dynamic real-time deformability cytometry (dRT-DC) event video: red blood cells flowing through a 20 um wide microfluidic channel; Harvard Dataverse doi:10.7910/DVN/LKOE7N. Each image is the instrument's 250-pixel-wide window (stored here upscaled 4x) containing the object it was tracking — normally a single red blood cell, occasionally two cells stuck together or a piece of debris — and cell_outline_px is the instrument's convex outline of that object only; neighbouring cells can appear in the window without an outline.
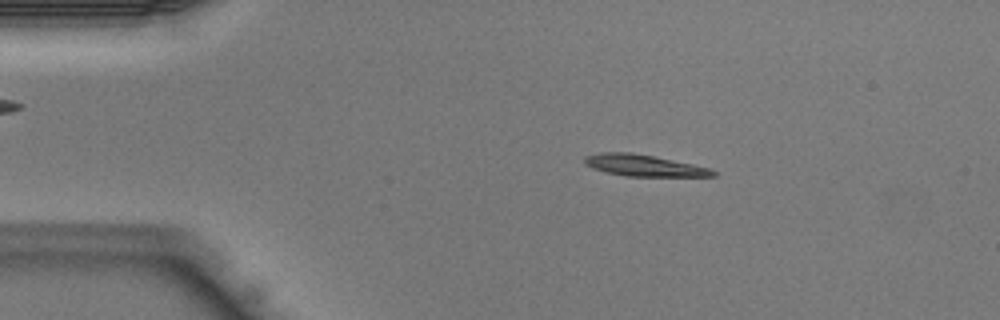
{"species": "Egyptian fruit bat (a non-hibernating species)", "species_latin": "Rousettus aegyptiacus", "temperature_condition": "warm", "stored_images_in_passage": 41, "camera_frame_rate_fps": 3000, "um_per_image_px": 0.085, "animal": {"sex": "male"}, "frame": {"image": 1, "passage_image": 7, "time_ms": 2.0, "image_size_px": [1000, 320], "cell_outline_px": [[716, 176], [624, 176], [604, 172], [592, 168], [584, 164], [584, 156], [600, 152], [632, 152], [712, 168], [716, 172]], "centroid_in_image_um": [54.68, 14.06], "position_along_channel_um": 30.3, "area_um2": 16.13}}
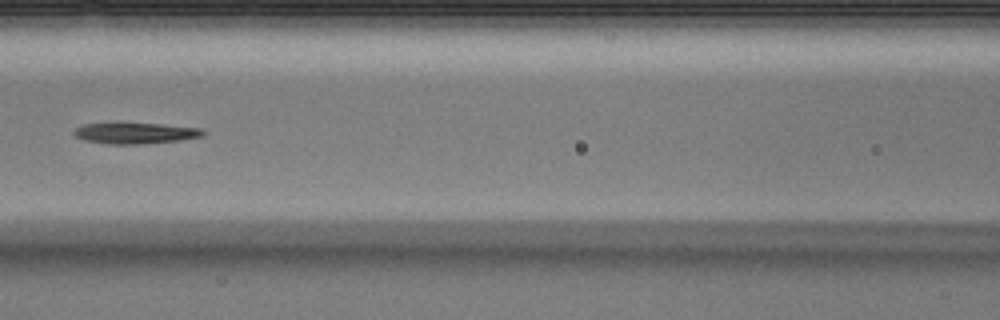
{"frame": {"image": 2, "passage_image": 18, "time_ms": 5.667, "image_size_px": [1000, 320], "cell_outline_px": [[204, 136], [180, 140], [140, 144], [112, 144], [84, 140], [76, 136], [72, 132], [76, 128], [84, 124], [160, 124], [200, 128], [204, 132]], "centroid_in_image_um": [11.52, 11.33], "position_along_channel_um": 155.1, "area_um2": 15.37}}
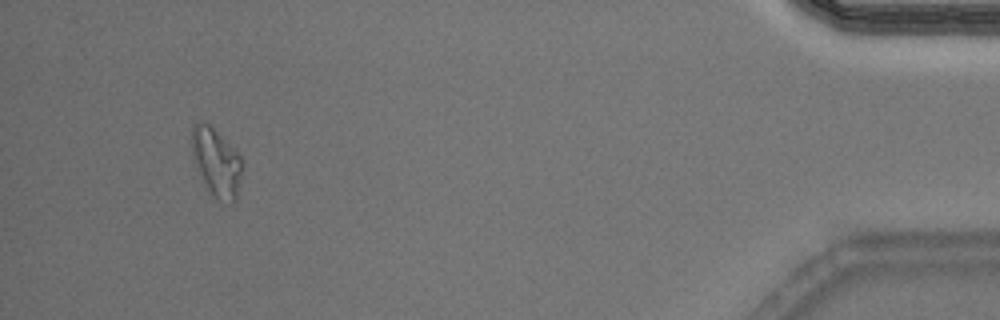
{"frame": {"image": 3, "passage_image": 39, "time_ms": 12.667, "image_size_px": [1000, 320], "cell_outline_px": [[240, 176], [236, 200], [232, 204], [228, 204], [212, 200], [192, 160], [192, 124], [196, 120], [204, 120], [236, 148], [240, 156]], "centroid_in_image_um": [18.35, 13.81], "position_along_channel_um": 416.9, "area_um2": 20.69}}